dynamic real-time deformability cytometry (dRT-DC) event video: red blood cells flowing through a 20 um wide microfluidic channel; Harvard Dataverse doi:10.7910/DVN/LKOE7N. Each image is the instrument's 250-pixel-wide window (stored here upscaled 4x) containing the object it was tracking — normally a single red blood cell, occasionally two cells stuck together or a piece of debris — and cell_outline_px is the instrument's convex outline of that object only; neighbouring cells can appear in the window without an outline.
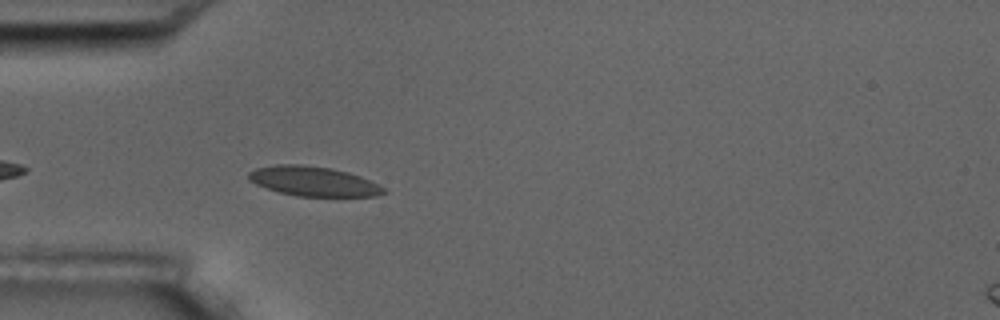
{"species": "common noctule bat (a hibernating species)", "species_latin": "Nyctalus noctula", "temperature_condition": "room temperature", "stored_images_in_passage": 4, "camera_frame_rate_fps": 3000, "um_per_image_px": 0.085, "animal": {"sex": "male", "body_mass_g": 17.5, "forearm_length_mm": 52.3}, "frame": {"image": 1, "passage_image": 4, "time_ms": 4.333, "image_size_px": [1000, 320], "cell_outline_px": [[388, 192], [376, 196], [296, 196], [280, 192], [256, 184], [248, 180], [248, 172], [256, 168], [276, 164], [300, 164], [332, 168], [348, 172], [360, 176], [384, 188]], "centroid_in_image_um": [26.62, 15.4], "position_along_channel_um": 58.4, "area_um2": 23.24}}